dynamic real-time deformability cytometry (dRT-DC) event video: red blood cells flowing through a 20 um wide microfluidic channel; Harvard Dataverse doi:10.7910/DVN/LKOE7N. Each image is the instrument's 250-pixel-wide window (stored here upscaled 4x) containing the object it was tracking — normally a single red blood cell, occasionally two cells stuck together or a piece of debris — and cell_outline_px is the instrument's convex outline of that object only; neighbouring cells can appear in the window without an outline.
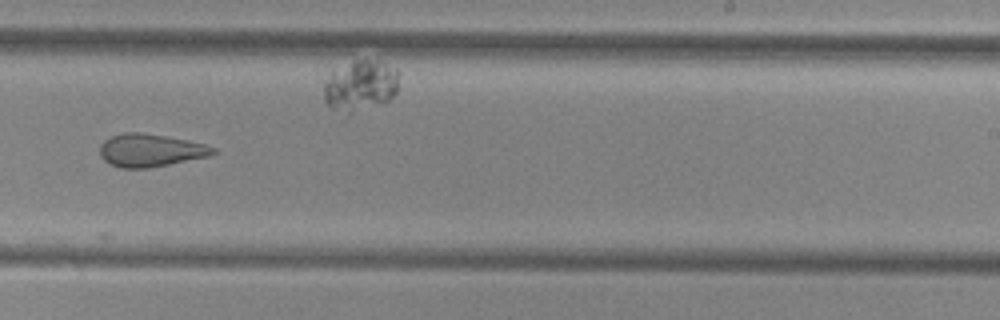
{"species": "common noctule bat (a hibernating species)", "species_latin": "Nyctalus noctula", "temperature_condition": "cold", "stored_images_in_passage": 38, "camera_frame_rate_fps": 3000, "um_per_image_px": 0.085, "animal": {"sex": "female", "body_mass_g": 29.2, "forearm_length_mm": 56.3}, "frame": {"image": 1, "passage_image": 27, "time_ms": 8.667, "image_size_px": [1000, 320], "cell_outline_px": [[216, 152], [212, 156], [148, 168], [120, 168], [104, 160], [100, 156], [100, 144], [104, 140], [112, 136], [124, 132], [144, 132], [168, 136], [188, 140], [204, 144], [216, 148]], "centroid_in_image_um": [12.81, 12.77], "position_along_channel_um": 276.2, "area_um2": 21.85}}